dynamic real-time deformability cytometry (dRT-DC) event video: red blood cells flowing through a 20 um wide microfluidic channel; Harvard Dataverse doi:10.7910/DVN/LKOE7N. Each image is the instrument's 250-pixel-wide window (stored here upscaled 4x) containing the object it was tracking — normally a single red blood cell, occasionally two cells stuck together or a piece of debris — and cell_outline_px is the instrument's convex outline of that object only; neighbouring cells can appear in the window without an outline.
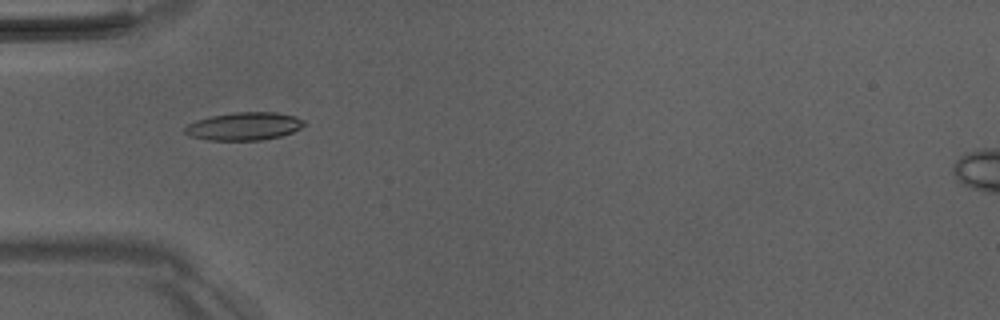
{"species": "Egyptian fruit bat (a non-hibernating species)", "species_latin": "Rousettus aegyptiacus", "temperature_condition": "room temperature", "stored_images_in_passage": 6, "camera_frame_rate_fps": 3000, "um_per_image_px": 0.085, "animal": {"sex": "male"}, "frame": {"image": 1, "passage_image": 4, "time_ms": 3.333, "image_size_px": [1000, 320], "cell_outline_px": [[308, 124], [292, 132], [280, 136], [260, 140], [208, 140], [188, 136], [184, 132], [184, 128], [188, 124], [196, 120], [212, 116], [232, 112], [276, 112], [292, 116], [304, 120]], "centroid_in_image_um": [20.73, 10.73], "position_along_channel_um": 64.3, "area_um2": 19.42}}